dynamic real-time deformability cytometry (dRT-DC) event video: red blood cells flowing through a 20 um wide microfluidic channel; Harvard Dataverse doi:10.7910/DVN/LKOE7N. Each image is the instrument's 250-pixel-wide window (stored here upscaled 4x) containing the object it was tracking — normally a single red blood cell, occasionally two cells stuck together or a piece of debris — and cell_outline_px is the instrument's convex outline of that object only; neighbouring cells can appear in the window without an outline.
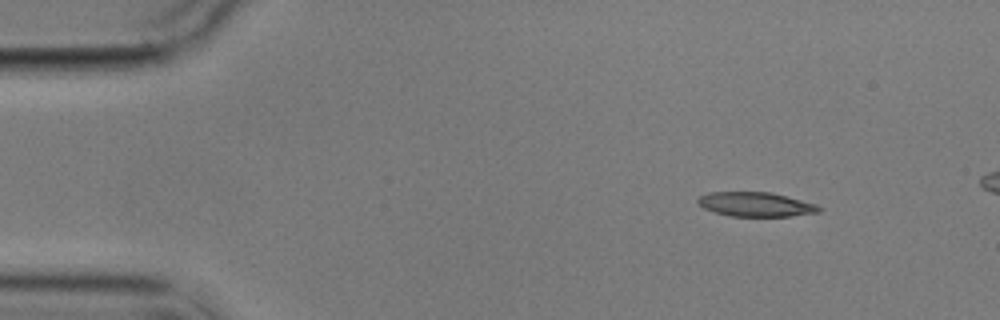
{"species": "common noctule bat (a hibernating species)", "species_latin": "Nyctalus noctula", "temperature_condition": "cold", "stored_images_in_passage": 4, "camera_frame_rate_fps": 3000, "um_per_image_px": 0.085, "animal": {"sex": "male", "body_mass_g": 17.9}, "frame": {"image": 1, "passage_image": 1, "time_ms": 0.0, "image_size_px": [1000, 320], "cell_outline_px": [[824, 208], [820, 212], [788, 216], [728, 216], [704, 208], [696, 200], [700, 196], [708, 192], [772, 192], [816, 204]], "centroid_in_image_um": [64.26, 17.37], "position_along_channel_um": 20.7, "area_um2": 17.17}}